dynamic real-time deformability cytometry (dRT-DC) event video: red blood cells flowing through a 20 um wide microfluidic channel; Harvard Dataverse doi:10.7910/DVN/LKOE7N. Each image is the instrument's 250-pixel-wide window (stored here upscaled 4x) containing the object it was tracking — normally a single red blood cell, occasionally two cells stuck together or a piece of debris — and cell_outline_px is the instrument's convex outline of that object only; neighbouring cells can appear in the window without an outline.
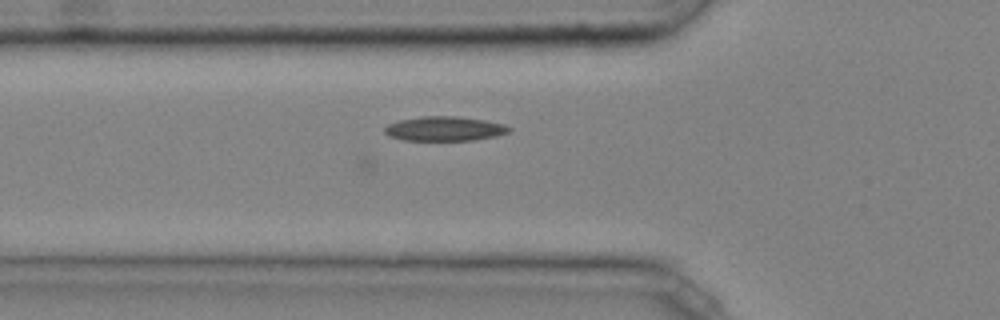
{"species": "common noctule bat (a hibernating species)", "species_latin": "Nyctalus noctula", "temperature_condition": "cold", "stored_images_in_passage": 33, "camera_frame_rate_fps": 3000, "um_per_image_px": 0.085, "animal": {"sex": "male", "body_mass_g": 20.4}, "frame": {"image": 1, "passage_image": 6, "time_ms": 1.667, "image_size_px": [1000, 320], "cell_outline_px": [[512, 128], [508, 132], [496, 136], [476, 140], [404, 140], [388, 136], [384, 132], [384, 128], [388, 124], [400, 120], [420, 116], [456, 116], [484, 120], [504, 124]], "centroid_in_image_um": [37.78, 10.94], "position_along_channel_um": 88.0, "area_um2": 17.74}}
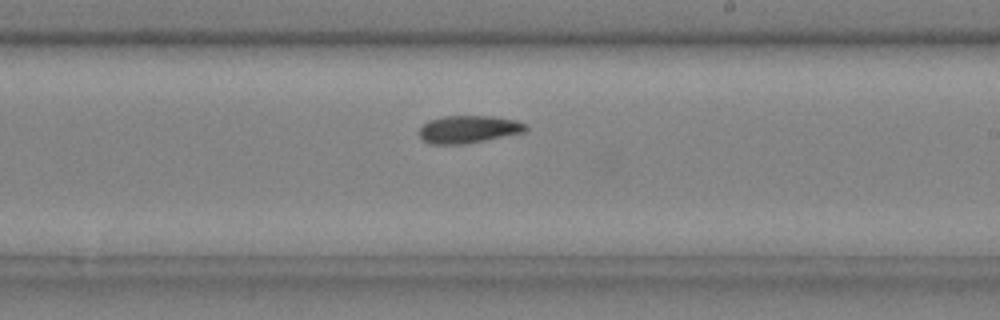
{"frame": {"image": 2, "passage_image": 18, "time_ms": 5.667, "image_size_px": [1000, 320], "cell_outline_px": [[528, 128], [524, 132], [464, 144], [432, 144], [424, 140], [420, 136], [420, 128], [428, 120], [444, 116], [492, 116], [516, 120], [528, 124]], "centroid_in_image_um": [39.85, 10.98], "position_along_channel_um": 249.2, "area_um2": 16.99}}
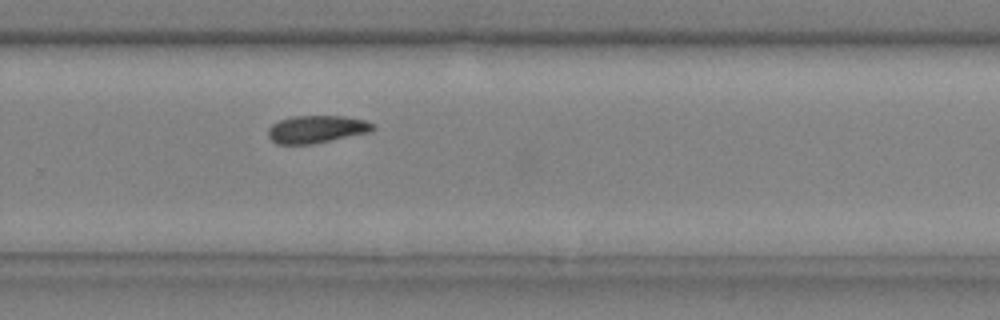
{"frame": {"image": 3, "passage_image": 22, "time_ms": 7.0, "image_size_px": [1000, 320], "cell_outline_px": [[376, 128], [372, 132], [312, 144], [276, 144], [268, 136], [268, 128], [272, 124], [280, 120], [292, 116], [340, 116], [364, 120], [372, 124]], "centroid_in_image_um": [26.9, 10.99], "position_along_channel_um": 302.9, "area_um2": 16.82}, "authors_computed_cell_mechanics": {"area_um2": 16.9932, "velocity_mm_per_s": 4.0275, "shape_relaxation_time_tau1_ms": null, "shape_relaxation_time_tau2_ms": 11.1627, "deformation_change_tau1": null, "deformation_change_tau2": 0.146}}